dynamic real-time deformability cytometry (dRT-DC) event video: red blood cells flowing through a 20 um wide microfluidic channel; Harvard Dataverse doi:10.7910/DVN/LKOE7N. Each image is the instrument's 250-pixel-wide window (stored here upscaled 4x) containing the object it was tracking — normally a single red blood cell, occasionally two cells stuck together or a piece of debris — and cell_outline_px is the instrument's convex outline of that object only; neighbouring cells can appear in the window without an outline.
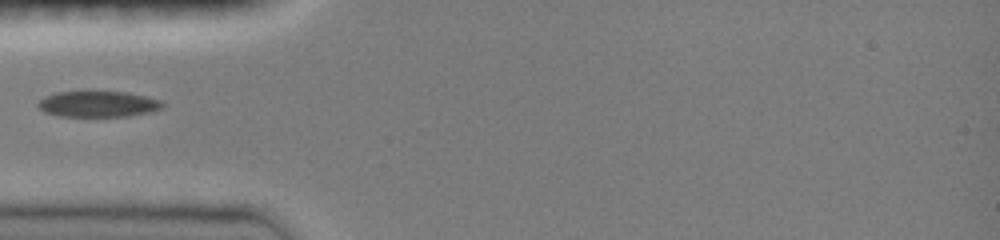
{"species": "common noctule bat (a hibernating species)", "species_latin": "Nyctalus noctula", "temperature_condition": "room temperature", "stored_images_in_passage": 50, "camera_frame_rate_fps": 3000, "um_per_image_px": 0.085, "animal": {"sex": "female", "body_mass_g": 19.0, "forearm_length_mm": 51.5}, "frame": {"image": 1, "passage_image": 1, "time_ms": 0.0, "image_size_px": [1000, 240], "cell_outline_px": [[164, 108], [148, 112], [128, 116], [60, 116], [44, 112], [36, 104], [44, 96], [56, 92], [128, 92], [160, 100], [164, 104]], "centroid_in_image_um": [8.33, 8.84], "position_along_channel_um": 76.7, "area_um2": 18.67}}
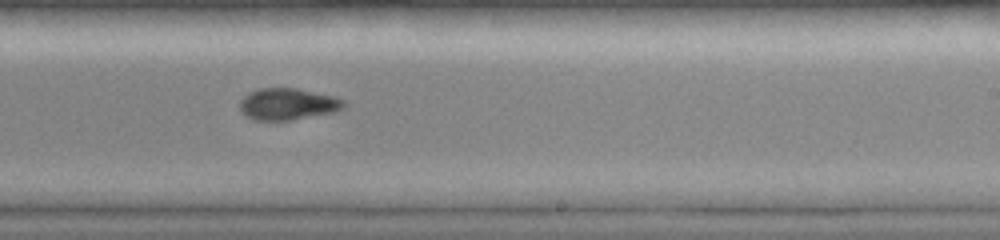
{"frame": {"image": 2, "passage_image": 22, "time_ms": 4.667, "image_size_px": [1000, 240], "cell_outline_px": [[348, 104], [344, 108], [336, 112], [292, 120], [252, 120], [240, 112], [240, 100], [248, 92], [260, 88], [296, 88], [332, 96], [344, 100]], "centroid_in_image_um": [24.46, 8.85], "position_along_channel_um": 264.5, "area_um2": 19.42}}
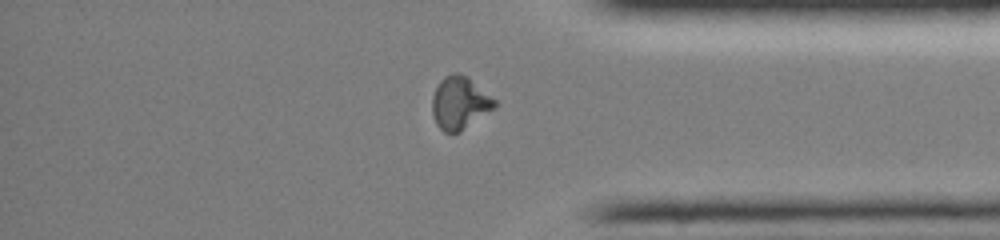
{"frame": {"image": 3, "passage_image": 37, "time_ms": 8.0, "image_size_px": [1000, 240], "cell_outline_px": [[496, 108], [460, 132], [444, 132], [436, 124], [432, 112], [432, 96], [440, 80], [444, 76], [452, 72], [460, 72], [468, 76], [496, 100]], "centroid_in_image_um": [39.08, 8.73], "position_along_channel_um": 396.1, "area_um2": 19.42}}